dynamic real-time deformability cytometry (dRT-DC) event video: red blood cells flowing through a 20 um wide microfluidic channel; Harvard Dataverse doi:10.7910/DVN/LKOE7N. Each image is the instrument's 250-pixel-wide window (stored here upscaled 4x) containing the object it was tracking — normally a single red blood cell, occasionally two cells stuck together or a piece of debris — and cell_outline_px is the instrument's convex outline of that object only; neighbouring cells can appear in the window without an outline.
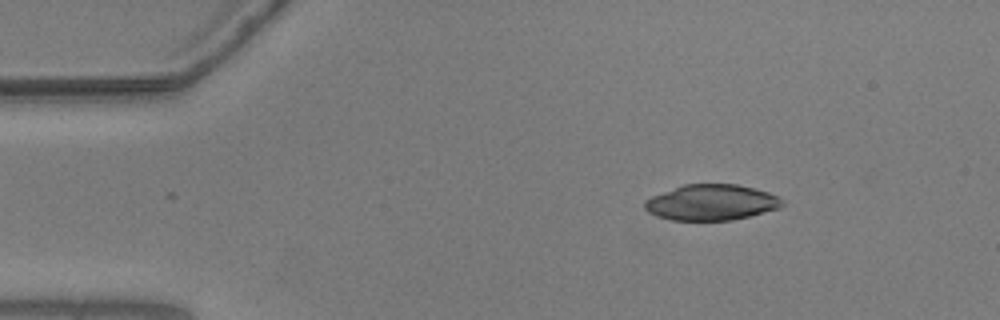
{"species": "common noctule bat (a hibernating species)", "species_latin": "Nyctalus noctula", "temperature_condition": "warm", "stored_images_in_passage": 2, "camera_frame_rate_fps": 3000, "um_per_image_px": 0.085, "animal": {"sex": "male", "body_mass_g": 20.5, "forearm_length_mm": 52.5}, "frame": {"image": 1, "passage_image": 1, "time_ms": 0.0, "image_size_px": [1000, 320], "cell_outline_px": [[784, 204], [780, 208], [732, 220], [672, 220], [648, 212], [644, 208], [644, 200], [652, 196], [684, 184], [736, 184], [768, 192], [780, 196], [784, 200]], "centroid_in_image_um": [60.49, 17.2], "position_along_channel_um": 24.5, "area_um2": 28.55}}